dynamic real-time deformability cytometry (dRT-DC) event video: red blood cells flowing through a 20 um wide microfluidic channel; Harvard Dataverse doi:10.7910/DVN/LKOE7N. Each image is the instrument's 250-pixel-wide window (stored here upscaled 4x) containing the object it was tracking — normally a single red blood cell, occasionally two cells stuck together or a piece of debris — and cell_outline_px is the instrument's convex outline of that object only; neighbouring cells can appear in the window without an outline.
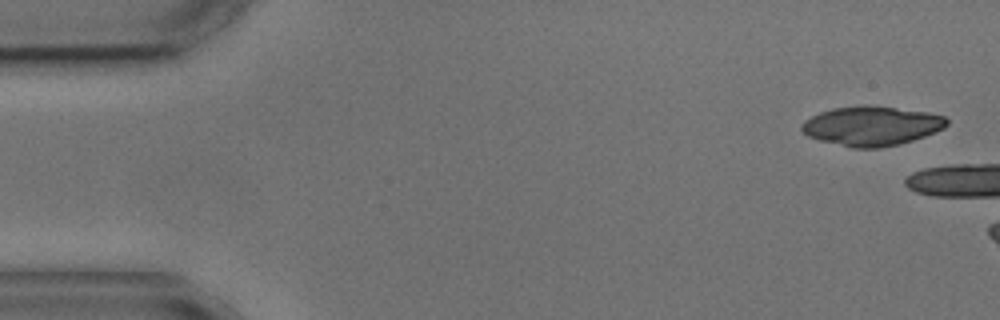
{"species": "common noctule bat (a hibernating species)", "species_latin": "Nyctalus noctula", "temperature_condition": "cold", "stored_images_in_passage": 2, "camera_frame_rate_fps": 3000, "um_per_image_px": 0.085, "animal": {"sex": "male", "body_mass_g": 17.9, "forearm_length_mm": 54.2}, "frame": {"image": 1, "passage_image": 1, "time_ms": 0.0, "image_size_px": [1000, 320], "cell_outline_px": [[948, 124], [944, 128], [924, 136], [900, 144], [880, 148], [852, 148], [820, 140], [808, 136], [800, 128], [804, 120], [820, 112], [832, 108], [868, 104], [872, 104], [928, 112], [944, 116], [948, 120]], "centroid_in_image_um": [74.09, 10.69], "position_along_channel_um": 10.9, "area_um2": 33.52}}